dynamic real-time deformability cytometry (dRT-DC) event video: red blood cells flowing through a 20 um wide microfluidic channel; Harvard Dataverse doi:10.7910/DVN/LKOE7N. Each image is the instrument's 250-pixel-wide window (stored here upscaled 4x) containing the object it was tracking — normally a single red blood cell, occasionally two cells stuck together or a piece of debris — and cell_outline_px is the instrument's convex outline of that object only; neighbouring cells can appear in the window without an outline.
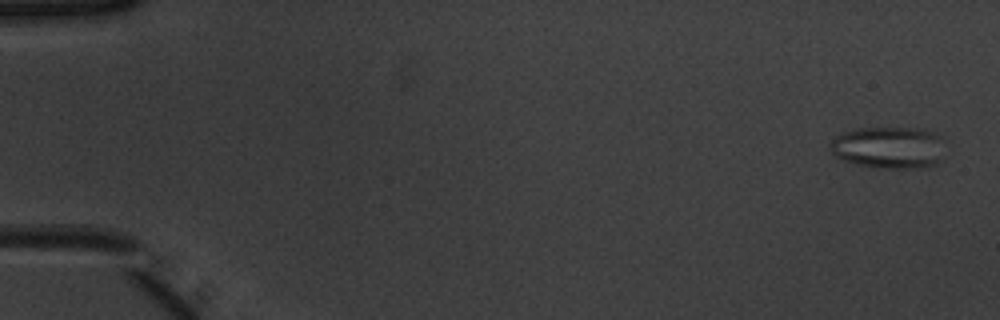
{"species": "common noctule bat (a hibernating species)", "species_latin": "Nyctalus noctula", "temperature_condition": "warm", "stored_images_in_passage": 53, "camera_frame_rate_fps": 3000, "um_per_image_px": 0.085, "animal": {"sex": "male", "body_mass_g": 20.1, "forearm_length_mm": 53.5}, "frame": {"image": 1, "passage_image": 2, "time_ms": 0.333, "image_size_px": [1000, 320], "cell_outline_px": [[944, 140], [936, 164], [928, 168], [880, 168], [856, 164], [832, 156], [828, 144], [836, 136], [844, 132], [856, 128], [912, 128], [932, 132], [940, 136]], "centroid_in_image_um": [75.48, 12.55], "position_along_channel_um": 9.5, "area_um2": 28.09}}
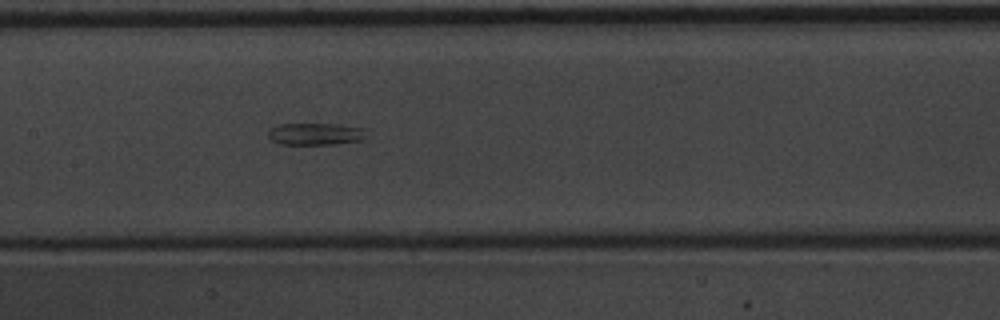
{"frame": {"image": 2, "passage_image": 27, "time_ms": 8.667, "image_size_px": [1000, 320], "cell_outline_px": [[368, 128], [364, 136], [360, 140], [336, 144], [280, 144], [272, 140], [268, 136], [268, 128], [280, 124], [340, 124]], "centroid_in_image_um": [26.82, 11.37], "position_along_channel_um": 180.6, "area_um2": 12.72}}
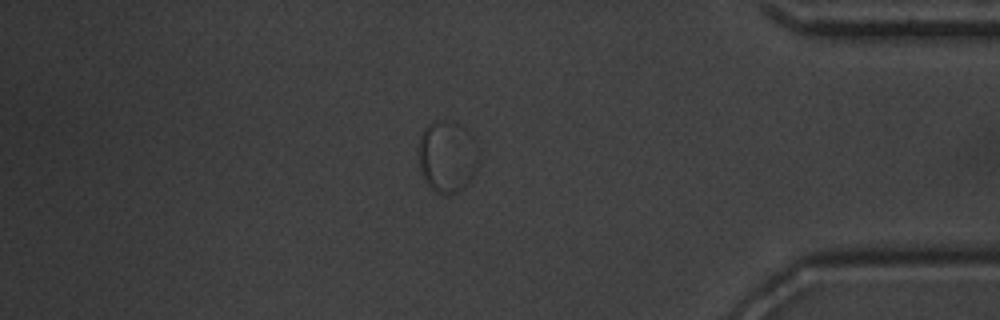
{"frame": {"image": 3, "passage_image": 46, "time_ms": 15.0, "image_size_px": [1000, 320], "cell_outline_px": [[480, 160], [476, 172], [456, 192], [440, 192], [432, 188], [424, 180], [420, 172], [416, 152], [416, 148], [420, 136], [424, 128], [432, 120], [452, 120], [464, 128], [472, 136]], "centroid_in_image_um": [37.96, 13.23], "position_along_channel_um": 397.2, "area_um2": 25.32}}